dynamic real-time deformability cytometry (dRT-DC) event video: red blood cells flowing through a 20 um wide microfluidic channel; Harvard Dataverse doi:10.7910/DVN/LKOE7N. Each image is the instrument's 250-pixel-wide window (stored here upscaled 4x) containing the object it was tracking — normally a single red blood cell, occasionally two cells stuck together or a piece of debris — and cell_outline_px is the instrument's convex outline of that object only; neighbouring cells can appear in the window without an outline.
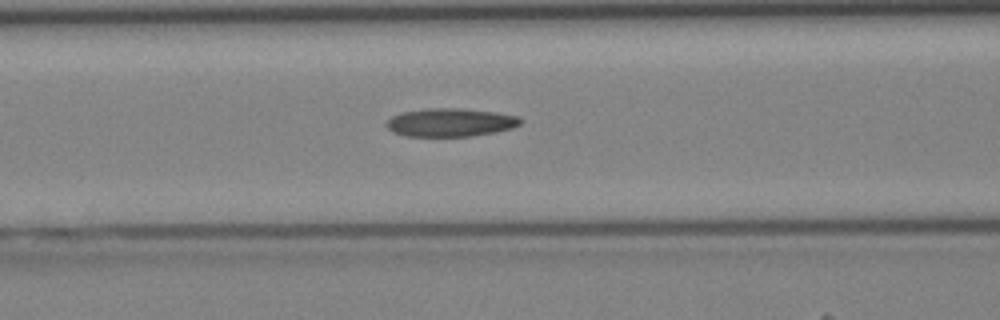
{"species": "Egyptian fruit bat (a non-hibernating species)", "species_latin": "Rousettus aegyptiacus", "temperature_condition": "cold", "stored_images_in_passage": 22, "camera_frame_rate_fps": 3000, "um_per_image_px": 0.085, "animal": {"sex": "female"}, "frame": {"image": 1, "passage_image": 8, "time_ms": 2.333, "image_size_px": [1000, 320], "cell_outline_px": [[520, 124], [512, 128], [496, 132], [472, 136], [404, 136], [392, 132], [384, 124], [392, 116], [404, 112], [428, 108], [460, 108], [496, 112], [520, 116]], "centroid_in_image_um": [38.28, 10.41], "position_along_channel_um": 128.3, "area_um2": 22.14}}
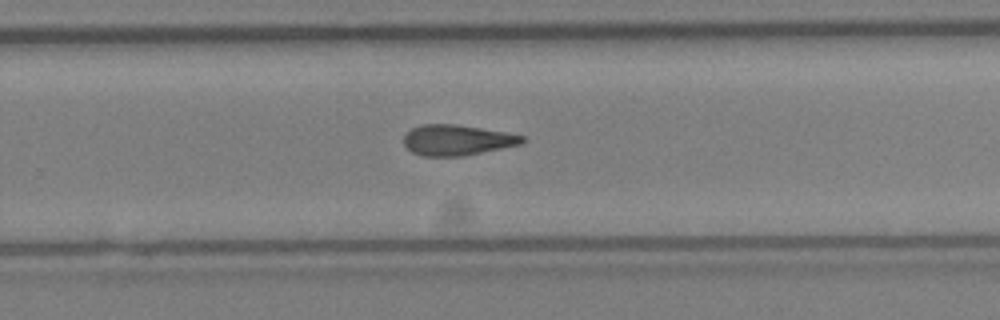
{"frame": {"image": 2, "passage_image": 18, "time_ms": 5.667, "image_size_px": [1000, 320], "cell_outline_px": [[524, 140], [520, 144], [460, 156], [424, 156], [412, 152], [404, 144], [404, 136], [412, 128], [420, 124], [456, 124], [504, 132], [524, 136]], "centroid_in_image_um": [38.79, 11.89], "position_along_channel_um": 291.0, "area_um2": 20.69}}
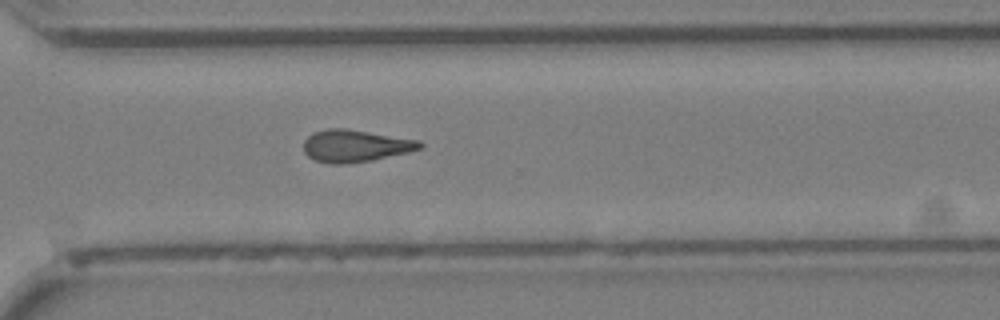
{"frame": {"image": 3, "passage_image": 21, "time_ms": 6.667, "image_size_px": [1000, 320], "cell_outline_px": [[424, 144], [420, 148], [408, 152], [372, 160], [340, 164], [332, 164], [316, 160], [308, 156], [304, 152], [304, 140], [312, 132], [328, 128], [344, 128], [420, 140]], "centroid_in_image_um": [30.18, 12.39], "position_along_channel_um": 340.4, "area_um2": 21.68}}